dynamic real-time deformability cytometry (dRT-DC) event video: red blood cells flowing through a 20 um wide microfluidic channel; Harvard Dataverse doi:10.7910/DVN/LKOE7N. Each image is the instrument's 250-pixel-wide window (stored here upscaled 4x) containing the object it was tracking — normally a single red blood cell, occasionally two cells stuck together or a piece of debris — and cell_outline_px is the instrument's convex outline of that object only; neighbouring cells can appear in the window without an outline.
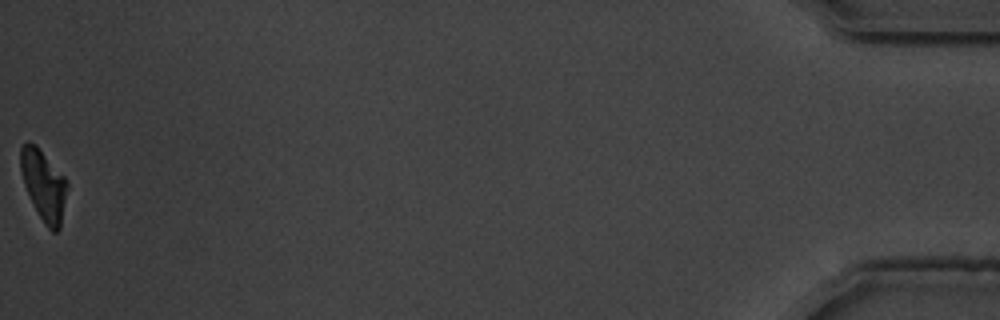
{"species": "common noctule bat (a hibernating species)", "species_latin": "Nyctalus noctula", "temperature_condition": "warm", "stored_images_in_passage": 42, "camera_frame_rate_fps": 3000, "um_per_image_px": 0.085, "animal": {"sex": "male", "body_mass_g": 19.5, "forearm_length_mm": 54.6}, "frame": {"image": 1, "passage_image": 42, "time_ms": 13.667, "image_size_px": [1000, 320], "cell_outline_px": [[68, 188], [60, 228], [56, 232], [52, 232], [44, 224], [24, 184], [20, 172], [20, 148], [28, 140], [36, 144], [68, 180]], "centroid_in_image_um": [3.73, 15.7], "position_along_channel_um": 431.5, "area_um2": 19.19}, "authors_computed_cell_mechanics": {"area_um2": 20.808, "velocity_mm_per_s": 3.5814, "shape_relaxation_time_tau1_ms": 2.9849, "shape_relaxation_time_tau2_ms": null, "deformation_change_tau1": 0.1629, "deformation_change_tau2": null}}